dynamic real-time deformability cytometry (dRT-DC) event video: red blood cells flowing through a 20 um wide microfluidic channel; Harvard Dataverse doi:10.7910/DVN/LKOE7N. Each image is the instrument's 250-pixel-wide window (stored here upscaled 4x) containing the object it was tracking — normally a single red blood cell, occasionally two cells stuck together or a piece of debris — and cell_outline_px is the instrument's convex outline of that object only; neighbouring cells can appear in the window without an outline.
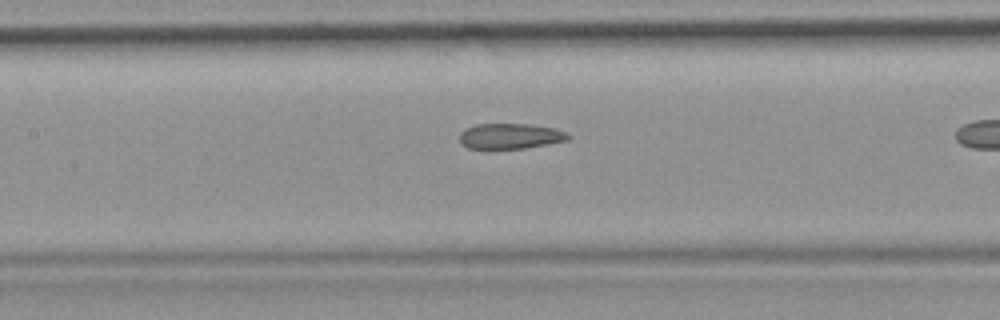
{"species": "common noctule bat (a hibernating species)", "species_latin": "Nyctalus noctula", "temperature_condition": "room temperature", "stored_images_in_passage": 30, "camera_frame_rate_fps": 3000, "um_per_image_px": 0.085, "animal": {"sex": "female", "body_mass_g": 19.9}, "frame": {"image": 1, "passage_image": 13, "time_ms": 4.0, "image_size_px": [1000, 320], "cell_outline_px": [[572, 136], [568, 140], [548, 144], [524, 148], [468, 148], [460, 144], [460, 132], [464, 128], [476, 124], [532, 124], [556, 128]], "centroid_in_image_um": [43.37, 11.56], "position_along_channel_um": 164.0, "area_um2": 16.18}}